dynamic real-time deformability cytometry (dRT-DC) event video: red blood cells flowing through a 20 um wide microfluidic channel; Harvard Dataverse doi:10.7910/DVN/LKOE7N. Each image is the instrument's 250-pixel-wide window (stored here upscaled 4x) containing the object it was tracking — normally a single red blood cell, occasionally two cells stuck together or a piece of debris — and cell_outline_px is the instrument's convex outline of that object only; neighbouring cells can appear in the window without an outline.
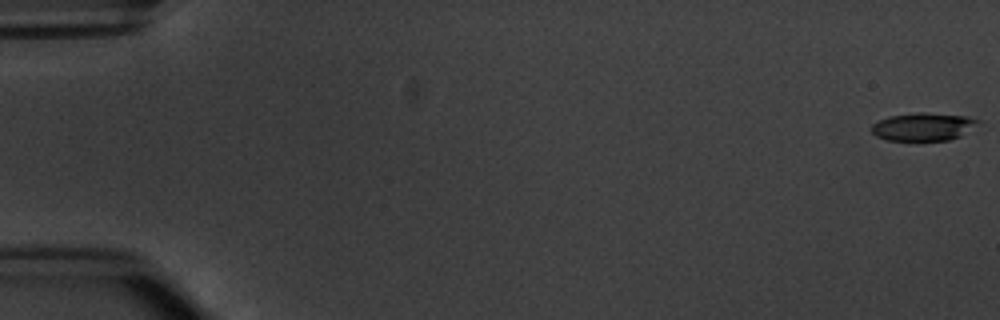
{"species": "common noctule bat (a hibernating species)", "species_latin": "Nyctalus noctula", "temperature_condition": "warm", "stored_images_in_passage": 54, "camera_frame_rate_fps": 3000, "um_per_image_px": 0.085, "animal": {"sex": "male", "body_mass_g": 20.1, "forearm_length_mm": 53.5}, "frame": {"image": 1, "passage_image": 1, "time_ms": 0.0, "image_size_px": [1000, 320], "cell_outline_px": [[980, 120], [960, 136], [948, 140], [888, 140], [876, 136], [872, 132], [872, 124], [888, 116], [920, 112], [924, 112], [968, 116]], "centroid_in_image_um": [78.44, 10.76], "position_along_channel_um": 6.6, "area_um2": 17.05}}
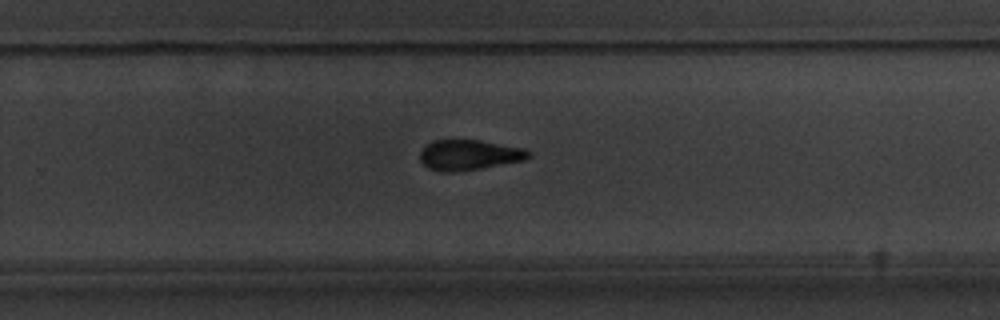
{"frame": {"image": 2, "passage_image": 36, "time_ms": 11.667, "image_size_px": [1000, 320], "cell_outline_px": [[532, 156], [524, 160], [480, 168], [456, 172], [440, 172], [428, 168], [420, 160], [420, 152], [432, 140], [480, 140], [524, 148], [532, 152]], "centroid_in_image_um": [39.88, 13.17], "position_along_channel_um": 289.9, "area_um2": 19.19}}
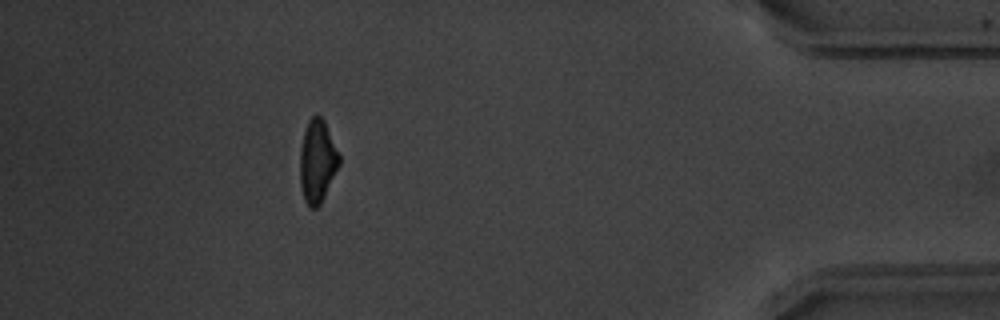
{"frame": {"image": 3, "passage_image": 49, "time_ms": 16.0, "image_size_px": [1000, 320], "cell_outline_px": [[340, 164], [320, 204], [316, 208], [308, 208], [304, 200], [300, 184], [300, 148], [304, 132], [308, 120], [312, 116], [320, 116], [324, 120], [340, 156]], "centroid_in_image_um": [26.96, 13.72], "position_along_channel_um": 408.2, "area_um2": 18.84}, "authors_computed_cell_mechanics": {"area_um2": 19.4786, "velocity_mm_per_s": 3.8194, "shape_relaxation_time_tau1_ms": 2.6732, "shape_relaxation_time_tau2_ms": 3.4549, "deformation_change_tau1": 0.146, "deformation_change_tau2": 0.1216}}